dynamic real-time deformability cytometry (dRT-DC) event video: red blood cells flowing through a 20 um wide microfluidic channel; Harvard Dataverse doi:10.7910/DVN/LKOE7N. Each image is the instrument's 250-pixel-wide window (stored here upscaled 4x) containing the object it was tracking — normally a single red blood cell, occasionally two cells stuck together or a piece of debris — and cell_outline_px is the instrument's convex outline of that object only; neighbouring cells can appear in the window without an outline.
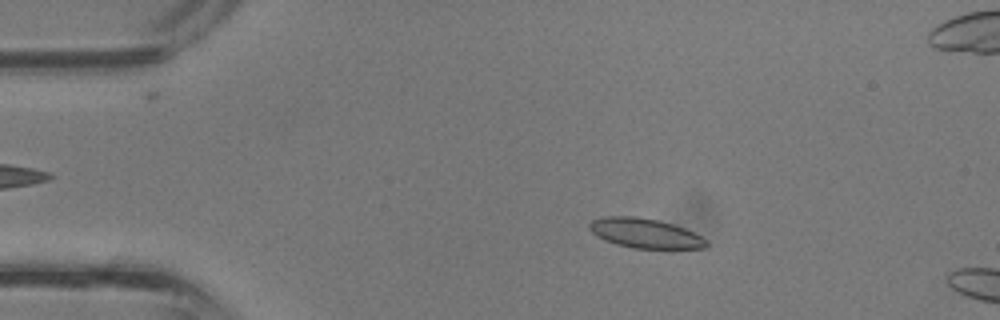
{"species": "common noctule bat (a hibernating species)", "species_latin": "Nyctalus noctula", "temperature_condition": "room temperature", "stored_images_in_passage": 9, "camera_frame_rate_fps": 3000, "um_per_image_px": 0.085, "animal": {"sex": "male", "body_mass_g": 13.3}, "frame": {"image": 1, "passage_image": 6, "time_ms": 1.667, "image_size_px": [1000, 320], "cell_outline_px": [[708, 244], [704, 248], [632, 248], [616, 244], [604, 240], [596, 236], [588, 228], [588, 224], [592, 220], [604, 216], [632, 216], [656, 220], [672, 224], [684, 228], [700, 236]], "centroid_in_image_um": [54.75, 19.82], "position_along_channel_um": 30.2, "area_um2": 19.94}}